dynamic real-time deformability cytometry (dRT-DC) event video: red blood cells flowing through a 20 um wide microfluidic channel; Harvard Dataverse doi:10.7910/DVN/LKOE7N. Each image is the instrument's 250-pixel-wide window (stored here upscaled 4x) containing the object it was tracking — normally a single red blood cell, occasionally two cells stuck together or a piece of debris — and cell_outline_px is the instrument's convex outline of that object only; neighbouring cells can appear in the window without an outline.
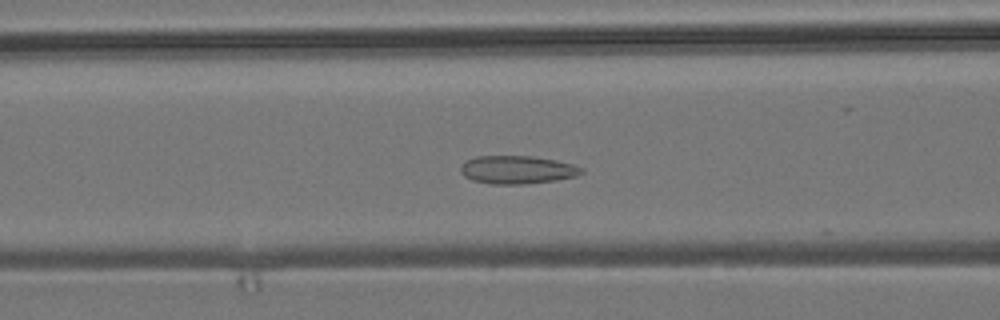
{"species": "common noctule bat (a hibernating species)", "species_latin": "Nyctalus noctula", "temperature_condition": "room temperature", "stored_images_in_passage": 37, "camera_frame_rate_fps": 3000, "um_per_image_px": 0.085, "animal": {"sex": "male", "body_mass_g": 19.2, "forearm_length_mm": 51.8}, "frame": {"image": 1, "passage_image": 5, "time_ms": 1.333, "image_size_px": [1000, 320], "cell_outline_px": [[584, 172], [576, 176], [556, 180], [520, 184], [492, 184], [472, 180], [464, 176], [460, 172], [460, 168], [468, 160], [476, 156], [532, 156], [556, 160], [572, 164], [584, 168]], "centroid_in_image_um": [43.98, 14.43], "position_along_channel_um": 122.6, "area_um2": 19.71}}
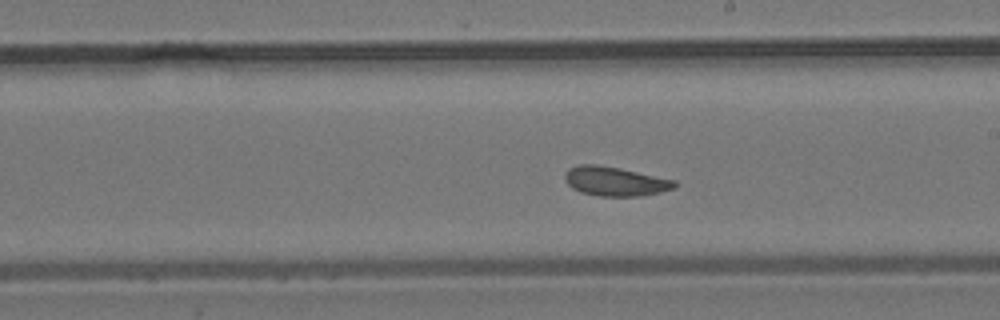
{"frame": {"image": 2, "passage_image": 14, "time_ms": 4.333, "image_size_px": [1000, 320], "cell_outline_px": [[676, 188], [660, 192], [640, 196], [600, 196], [580, 192], [572, 188], [564, 180], [564, 172], [568, 168], [580, 164], [596, 164], [620, 168], [676, 180]], "centroid_in_image_um": [52.26, 15.4], "position_along_channel_um": 236.7, "area_um2": 18.84}}
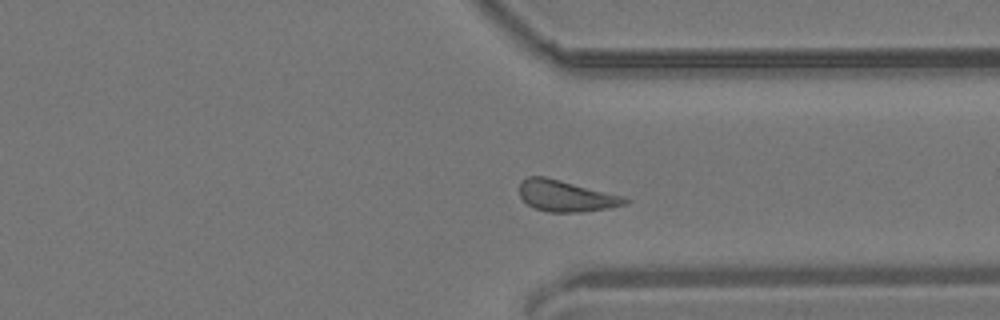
{"frame": {"image": 3, "passage_image": 24, "time_ms": 7.667, "image_size_px": [1000, 320], "cell_outline_px": [[628, 200], [624, 204], [608, 208], [580, 212], [548, 212], [536, 208], [528, 204], [520, 196], [520, 180], [528, 176], [544, 176], [624, 196]], "centroid_in_image_um": [48.07, 16.65], "position_along_channel_um": 363.3, "area_um2": 18.96}, "authors_computed_cell_mechanics": {"area_um2": 18.6116, "velocity_mm_per_s": 3.8146, "shape_relaxation_time_tau1_ms": null, "shape_relaxation_time_tau2_ms": 4.5463, "deformation_change_tau1": null, "deformation_change_tau2": 0.0982}}